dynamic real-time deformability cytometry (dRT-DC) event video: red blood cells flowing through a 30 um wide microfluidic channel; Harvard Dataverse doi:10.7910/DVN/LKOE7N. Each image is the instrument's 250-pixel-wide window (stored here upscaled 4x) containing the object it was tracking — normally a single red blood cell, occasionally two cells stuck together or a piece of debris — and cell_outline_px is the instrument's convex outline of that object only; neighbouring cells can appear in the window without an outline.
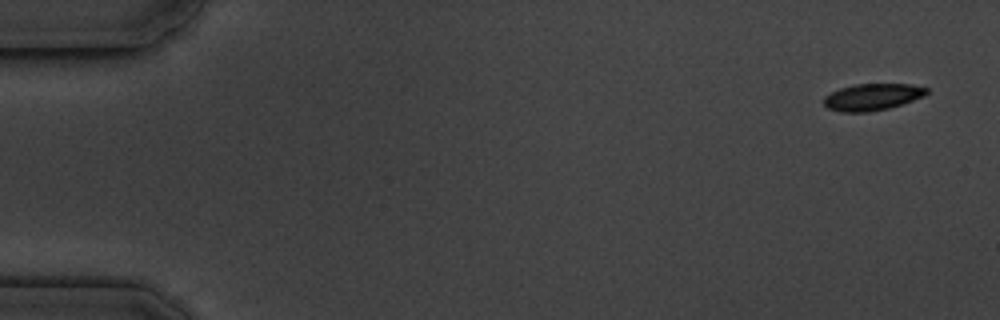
{"species": "common noctule bat (a hibernating species)", "species_latin": "Nyctalus noctula", "temperature_condition": "cold", "stored_images_in_passage": 9, "camera_frame_rate_fps": 3000, "um_per_image_px": 0.085, "animal": {"sex": "male", "body_mass_g": 19.5, "forearm_length_mm": 54.6}, "frame": {"image": 1, "passage_image": 1, "time_ms": 0.0, "image_size_px": [1000, 320], "cell_outline_px": [[928, 92], [924, 96], [888, 108], [868, 112], [840, 112], [828, 108], [824, 104], [824, 96], [840, 88], [856, 84], [908, 84], [928, 88]], "centroid_in_image_um": [74.12, 8.24], "position_along_channel_um": 10.9, "area_um2": 15.84}}
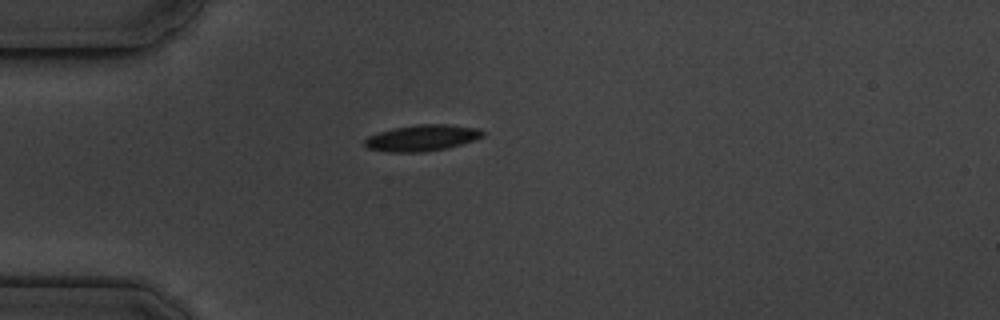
{"frame": {"image": 2, "passage_image": 4, "time_ms": 4.333, "image_size_px": [1000, 320], "cell_outline_px": [[484, 136], [460, 144], [444, 148], [420, 152], [388, 152], [368, 148], [364, 144], [364, 140], [368, 136], [380, 132], [396, 128], [416, 124], [448, 124], [476, 128], [484, 132]], "centroid_in_image_um": [35.85, 11.72], "position_along_channel_um": 49.2, "area_um2": 17.69}}
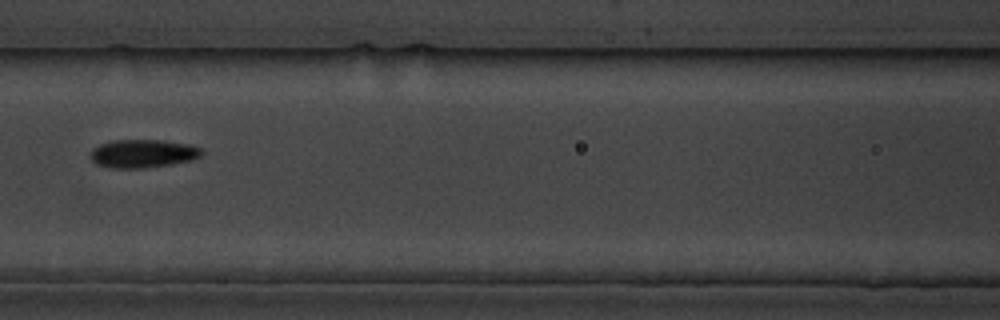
{"frame": {"image": 3, "passage_image": 7, "time_ms": 7.667, "image_size_px": [1000, 320], "cell_outline_px": [[204, 152], [200, 156], [192, 160], [172, 164], [144, 168], [108, 168], [96, 164], [92, 160], [92, 148], [100, 144], [112, 140], [160, 140], [192, 144], [200, 148]], "centroid_in_image_um": [12.16, 13.05], "position_along_channel_um": 154.4, "area_um2": 18.44}}